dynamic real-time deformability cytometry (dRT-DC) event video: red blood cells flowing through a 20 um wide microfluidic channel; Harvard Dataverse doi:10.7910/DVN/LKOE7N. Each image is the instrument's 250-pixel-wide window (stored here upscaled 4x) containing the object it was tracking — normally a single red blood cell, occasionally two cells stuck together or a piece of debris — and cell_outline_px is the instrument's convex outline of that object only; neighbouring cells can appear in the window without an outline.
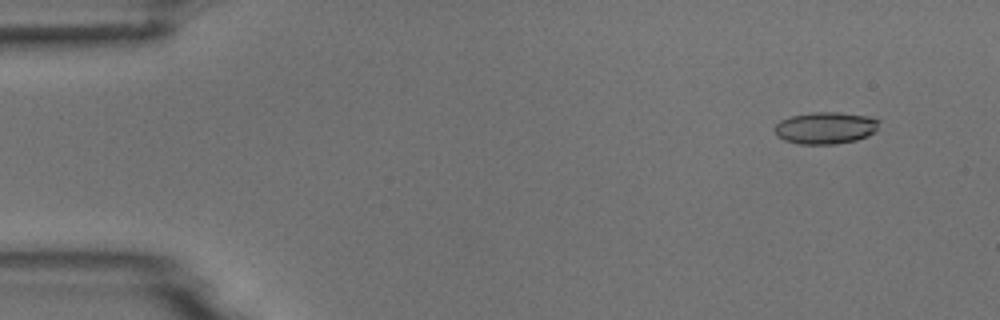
{"species": "common noctule bat (a hibernating species)", "species_latin": "Nyctalus noctula", "temperature_condition": "room temperature", "stored_images_in_passage": 5, "camera_frame_rate_fps": 3000, "um_per_image_px": 0.085, "animal": {"sex": "male", "body_mass_g": 18.8}, "frame": {"image": 1, "passage_image": 2, "time_ms": 1.0, "image_size_px": [1000, 320], "cell_outline_px": [[880, 120], [876, 132], [868, 136], [856, 140], [836, 144], [800, 144], [784, 140], [776, 136], [772, 128], [780, 120], [792, 116], [812, 112], [840, 112], [868, 116]], "centroid_in_image_um": [70.16, 10.87], "position_along_channel_um": 14.8, "area_um2": 19.71}}
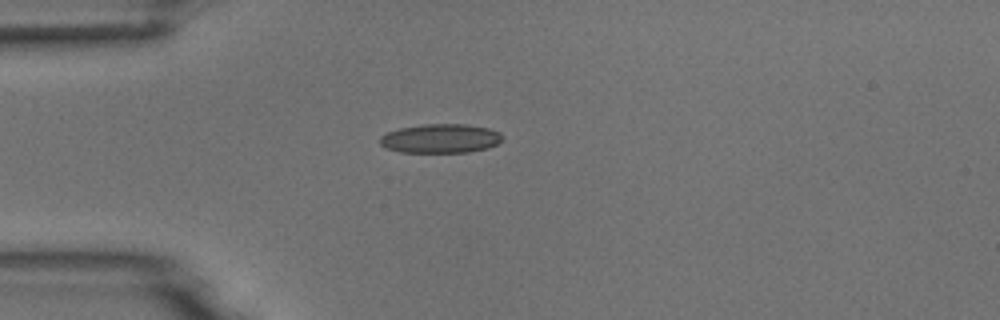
{"frame": {"image": 2, "passage_image": 4, "time_ms": 4.333, "image_size_px": [1000, 320], "cell_outline_px": [[504, 140], [488, 148], [468, 152], [400, 152], [388, 148], [380, 144], [380, 136], [388, 132], [400, 128], [424, 124], [464, 124], [488, 128], [500, 132], [504, 136]], "centroid_in_image_um": [37.48, 11.77], "position_along_channel_um": 47.5, "area_um2": 20.75}}